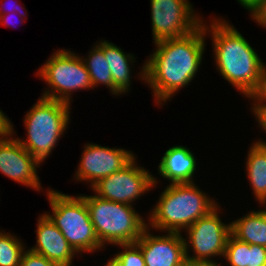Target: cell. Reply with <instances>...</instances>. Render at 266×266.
Masks as SVG:
<instances>
[{
	"label": "cell",
	"instance_id": "obj_7",
	"mask_svg": "<svg viewBox=\"0 0 266 266\" xmlns=\"http://www.w3.org/2000/svg\"><path fill=\"white\" fill-rule=\"evenodd\" d=\"M72 50L57 49L37 70V77L47 84L41 97L68 103L72 94L81 90H93L90 74L79 54Z\"/></svg>",
	"mask_w": 266,
	"mask_h": 266
},
{
	"label": "cell",
	"instance_id": "obj_9",
	"mask_svg": "<svg viewBox=\"0 0 266 266\" xmlns=\"http://www.w3.org/2000/svg\"><path fill=\"white\" fill-rule=\"evenodd\" d=\"M136 159L134 157L122 169L100 179L91 187L92 192L102 199L134 206L136 200L159 183L158 177L155 178L149 170L139 166Z\"/></svg>",
	"mask_w": 266,
	"mask_h": 266
},
{
	"label": "cell",
	"instance_id": "obj_31",
	"mask_svg": "<svg viewBox=\"0 0 266 266\" xmlns=\"http://www.w3.org/2000/svg\"><path fill=\"white\" fill-rule=\"evenodd\" d=\"M8 15V16H7ZM13 14H4V15H0V23L2 24V25H5V27L7 26H11L12 27V24L14 25V23L16 24V22H14V23H12V21H9V20H11V19H9V17L10 16H12ZM15 15H16V13H15ZM11 18V17H10ZM20 22V21H19ZM10 23H12V24H10ZM15 26V25H14Z\"/></svg>",
	"mask_w": 266,
	"mask_h": 266
},
{
	"label": "cell",
	"instance_id": "obj_11",
	"mask_svg": "<svg viewBox=\"0 0 266 266\" xmlns=\"http://www.w3.org/2000/svg\"><path fill=\"white\" fill-rule=\"evenodd\" d=\"M73 180L90 183V188L100 179L126 166L134 157L125 148H110L100 144L86 143Z\"/></svg>",
	"mask_w": 266,
	"mask_h": 266
},
{
	"label": "cell",
	"instance_id": "obj_17",
	"mask_svg": "<svg viewBox=\"0 0 266 266\" xmlns=\"http://www.w3.org/2000/svg\"><path fill=\"white\" fill-rule=\"evenodd\" d=\"M245 171L256 202L266 205V145L259 139L250 144Z\"/></svg>",
	"mask_w": 266,
	"mask_h": 266
},
{
	"label": "cell",
	"instance_id": "obj_3",
	"mask_svg": "<svg viewBox=\"0 0 266 266\" xmlns=\"http://www.w3.org/2000/svg\"><path fill=\"white\" fill-rule=\"evenodd\" d=\"M165 187L146 218L147 226L152 230L182 233L220 205L195 182L173 183Z\"/></svg>",
	"mask_w": 266,
	"mask_h": 266
},
{
	"label": "cell",
	"instance_id": "obj_12",
	"mask_svg": "<svg viewBox=\"0 0 266 266\" xmlns=\"http://www.w3.org/2000/svg\"><path fill=\"white\" fill-rule=\"evenodd\" d=\"M14 134L12 124V133L0 137V174L40 192L44 188L37 169L42 164L19 143Z\"/></svg>",
	"mask_w": 266,
	"mask_h": 266
},
{
	"label": "cell",
	"instance_id": "obj_5",
	"mask_svg": "<svg viewBox=\"0 0 266 266\" xmlns=\"http://www.w3.org/2000/svg\"><path fill=\"white\" fill-rule=\"evenodd\" d=\"M91 222L101 245L135 243L147 227V220L133 205L102 199L97 195H82Z\"/></svg>",
	"mask_w": 266,
	"mask_h": 266
},
{
	"label": "cell",
	"instance_id": "obj_14",
	"mask_svg": "<svg viewBox=\"0 0 266 266\" xmlns=\"http://www.w3.org/2000/svg\"><path fill=\"white\" fill-rule=\"evenodd\" d=\"M37 220L36 244L29 249L58 266H72L74 257L79 254L45 213L38 216Z\"/></svg>",
	"mask_w": 266,
	"mask_h": 266
},
{
	"label": "cell",
	"instance_id": "obj_27",
	"mask_svg": "<svg viewBox=\"0 0 266 266\" xmlns=\"http://www.w3.org/2000/svg\"><path fill=\"white\" fill-rule=\"evenodd\" d=\"M12 133V122L0 109V137Z\"/></svg>",
	"mask_w": 266,
	"mask_h": 266
},
{
	"label": "cell",
	"instance_id": "obj_4",
	"mask_svg": "<svg viewBox=\"0 0 266 266\" xmlns=\"http://www.w3.org/2000/svg\"><path fill=\"white\" fill-rule=\"evenodd\" d=\"M71 105L39 97L23 119L26 139L16 137L19 143L41 164L50 156L70 125Z\"/></svg>",
	"mask_w": 266,
	"mask_h": 266
},
{
	"label": "cell",
	"instance_id": "obj_8",
	"mask_svg": "<svg viewBox=\"0 0 266 266\" xmlns=\"http://www.w3.org/2000/svg\"><path fill=\"white\" fill-rule=\"evenodd\" d=\"M220 207L218 205L208 215L186 228V231H182L187 235V239L183 237L187 260L221 265L222 262L215 261L214 257H223L227 239L231 234V223L226 224L221 220ZM190 250L194 254L191 255Z\"/></svg>",
	"mask_w": 266,
	"mask_h": 266
},
{
	"label": "cell",
	"instance_id": "obj_24",
	"mask_svg": "<svg viewBox=\"0 0 266 266\" xmlns=\"http://www.w3.org/2000/svg\"><path fill=\"white\" fill-rule=\"evenodd\" d=\"M251 112L253 114H266V80L260 94L253 100Z\"/></svg>",
	"mask_w": 266,
	"mask_h": 266
},
{
	"label": "cell",
	"instance_id": "obj_15",
	"mask_svg": "<svg viewBox=\"0 0 266 266\" xmlns=\"http://www.w3.org/2000/svg\"><path fill=\"white\" fill-rule=\"evenodd\" d=\"M197 158L186 146L174 145L166 150L158 165V175L173 183H193Z\"/></svg>",
	"mask_w": 266,
	"mask_h": 266
},
{
	"label": "cell",
	"instance_id": "obj_1",
	"mask_svg": "<svg viewBox=\"0 0 266 266\" xmlns=\"http://www.w3.org/2000/svg\"><path fill=\"white\" fill-rule=\"evenodd\" d=\"M204 26L183 37L154 43L155 51L144 61L138 78L152 90L154 103L160 107L190 85L200 70L206 47Z\"/></svg>",
	"mask_w": 266,
	"mask_h": 266
},
{
	"label": "cell",
	"instance_id": "obj_21",
	"mask_svg": "<svg viewBox=\"0 0 266 266\" xmlns=\"http://www.w3.org/2000/svg\"><path fill=\"white\" fill-rule=\"evenodd\" d=\"M27 247L20 238L5 230L0 231V266H19Z\"/></svg>",
	"mask_w": 266,
	"mask_h": 266
},
{
	"label": "cell",
	"instance_id": "obj_29",
	"mask_svg": "<svg viewBox=\"0 0 266 266\" xmlns=\"http://www.w3.org/2000/svg\"><path fill=\"white\" fill-rule=\"evenodd\" d=\"M256 122L259 125V128L266 133V114H253ZM263 145H266V141H264L262 138L259 140Z\"/></svg>",
	"mask_w": 266,
	"mask_h": 266
},
{
	"label": "cell",
	"instance_id": "obj_23",
	"mask_svg": "<svg viewBox=\"0 0 266 266\" xmlns=\"http://www.w3.org/2000/svg\"><path fill=\"white\" fill-rule=\"evenodd\" d=\"M19 266H58L43 255L37 254L27 248L23 251Z\"/></svg>",
	"mask_w": 266,
	"mask_h": 266
},
{
	"label": "cell",
	"instance_id": "obj_18",
	"mask_svg": "<svg viewBox=\"0 0 266 266\" xmlns=\"http://www.w3.org/2000/svg\"><path fill=\"white\" fill-rule=\"evenodd\" d=\"M231 234L238 240L266 247V205L261 210L249 211L245 216L233 220Z\"/></svg>",
	"mask_w": 266,
	"mask_h": 266
},
{
	"label": "cell",
	"instance_id": "obj_2",
	"mask_svg": "<svg viewBox=\"0 0 266 266\" xmlns=\"http://www.w3.org/2000/svg\"><path fill=\"white\" fill-rule=\"evenodd\" d=\"M207 23L203 18L205 34L212 40L218 73L246 99L253 101L265 83L266 63L230 21L212 17L210 25Z\"/></svg>",
	"mask_w": 266,
	"mask_h": 266
},
{
	"label": "cell",
	"instance_id": "obj_32",
	"mask_svg": "<svg viewBox=\"0 0 266 266\" xmlns=\"http://www.w3.org/2000/svg\"><path fill=\"white\" fill-rule=\"evenodd\" d=\"M105 266H123L120 260L114 255L111 259L108 260L107 263L104 264Z\"/></svg>",
	"mask_w": 266,
	"mask_h": 266
},
{
	"label": "cell",
	"instance_id": "obj_20",
	"mask_svg": "<svg viewBox=\"0 0 266 266\" xmlns=\"http://www.w3.org/2000/svg\"><path fill=\"white\" fill-rule=\"evenodd\" d=\"M81 58L90 74L93 89H95V87L97 88L101 84L103 86H107L110 93L114 95L113 79L103 50L97 44H94L92 49L89 50L87 56L85 58L84 56H81Z\"/></svg>",
	"mask_w": 266,
	"mask_h": 266
},
{
	"label": "cell",
	"instance_id": "obj_25",
	"mask_svg": "<svg viewBox=\"0 0 266 266\" xmlns=\"http://www.w3.org/2000/svg\"><path fill=\"white\" fill-rule=\"evenodd\" d=\"M252 20L263 28H266V0L257 5L249 14Z\"/></svg>",
	"mask_w": 266,
	"mask_h": 266
},
{
	"label": "cell",
	"instance_id": "obj_16",
	"mask_svg": "<svg viewBox=\"0 0 266 266\" xmlns=\"http://www.w3.org/2000/svg\"><path fill=\"white\" fill-rule=\"evenodd\" d=\"M96 44L103 50L104 56L108 61L111 76L114 84V96L128 94L132 78V63L136 62L134 54L123 52L120 47L108 42V40H100ZM135 60V61H134Z\"/></svg>",
	"mask_w": 266,
	"mask_h": 266
},
{
	"label": "cell",
	"instance_id": "obj_19",
	"mask_svg": "<svg viewBox=\"0 0 266 266\" xmlns=\"http://www.w3.org/2000/svg\"><path fill=\"white\" fill-rule=\"evenodd\" d=\"M223 258L230 266H266V247L242 242L230 234Z\"/></svg>",
	"mask_w": 266,
	"mask_h": 266
},
{
	"label": "cell",
	"instance_id": "obj_28",
	"mask_svg": "<svg viewBox=\"0 0 266 266\" xmlns=\"http://www.w3.org/2000/svg\"><path fill=\"white\" fill-rule=\"evenodd\" d=\"M243 8L250 13L257 5L264 0H236Z\"/></svg>",
	"mask_w": 266,
	"mask_h": 266
},
{
	"label": "cell",
	"instance_id": "obj_10",
	"mask_svg": "<svg viewBox=\"0 0 266 266\" xmlns=\"http://www.w3.org/2000/svg\"><path fill=\"white\" fill-rule=\"evenodd\" d=\"M192 6L188 0H150L153 43L195 31L203 18Z\"/></svg>",
	"mask_w": 266,
	"mask_h": 266
},
{
	"label": "cell",
	"instance_id": "obj_6",
	"mask_svg": "<svg viewBox=\"0 0 266 266\" xmlns=\"http://www.w3.org/2000/svg\"><path fill=\"white\" fill-rule=\"evenodd\" d=\"M52 213L44 212L78 253H95L104 248L96 235L84 198L47 188Z\"/></svg>",
	"mask_w": 266,
	"mask_h": 266
},
{
	"label": "cell",
	"instance_id": "obj_26",
	"mask_svg": "<svg viewBox=\"0 0 266 266\" xmlns=\"http://www.w3.org/2000/svg\"><path fill=\"white\" fill-rule=\"evenodd\" d=\"M4 1H5V3H7L6 0H4ZM8 1H9V0H8ZM5 3H4L3 5H6ZM10 3H11V2H9V4H7V5H9V8H10V9H9V8L7 7L9 12L7 11V9H6L5 7H3V5L0 6V15L8 14V13H10V10L12 9V12H11V13H15V12H16V13H17V12L19 13L18 16L20 15L19 17H21V18H20V21H21V24H22V22L26 20L25 17L27 16V14L24 13V11H22V10H25V12H27V10L24 9V7H21V8L18 7L19 5H18L17 3H15V2H14L13 4H10ZM2 7H3V8H2ZM19 8L22 9V10H20ZM13 11H14V12H13Z\"/></svg>",
	"mask_w": 266,
	"mask_h": 266
},
{
	"label": "cell",
	"instance_id": "obj_30",
	"mask_svg": "<svg viewBox=\"0 0 266 266\" xmlns=\"http://www.w3.org/2000/svg\"><path fill=\"white\" fill-rule=\"evenodd\" d=\"M181 266H222V265H217L211 262L190 261L186 259Z\"/></svg>",
	"mask_w": 266,
	"mask_h": 266
},
{
	"label": "cell",
	"instance_id": "obj_22",
	"mask_svg": "<svg viewBox=\"0 0 266 266\" xmlns=\"http://www.w3.org/2000/svg\"><path fill=\"white\" fill-rule=\"evenodd\" d=\"M121 247L115 256L120 260L123 266H145L144 257L140 247L136 243L118 244Z\"/></svg>",
	"mask_w": 266,
	"mask_h": 266
},
{
	"label": "cell",
	"instance_id": "obj_13",
	"mask_svg": "<svg viewBox=\"0 0 266 266\" xmlns=\"http://www.w3.org/2000/svg\"><path fill=\"white\" fill-rule=\"evenodd\" d=\"M147 226L135 242L141 249L145 266H181L186 260L182 233L153 235Z\"/></svg>",
	"mask_w": 266,
	"mask_h": 266
}]
</instances>
